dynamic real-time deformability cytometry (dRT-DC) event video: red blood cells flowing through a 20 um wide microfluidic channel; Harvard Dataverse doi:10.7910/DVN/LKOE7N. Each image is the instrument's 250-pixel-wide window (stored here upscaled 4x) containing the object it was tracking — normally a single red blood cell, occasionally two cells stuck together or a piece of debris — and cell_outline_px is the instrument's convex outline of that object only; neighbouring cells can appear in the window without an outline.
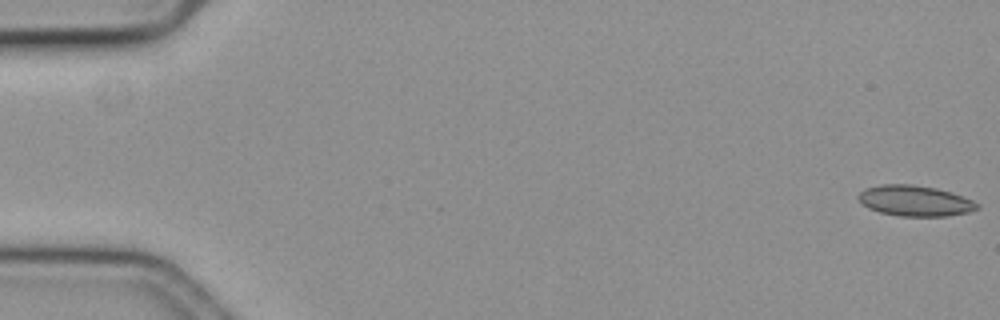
{"species": "common noctule bat (a hibernating species)", "species_latin": "Nyctalus noctula", "temperature_condition": "cold", "stored_images_in_passage": 58, "camera_frame_rate_fps": 3000, "um_per_image_px": 0.085, "animal": {"sex": "female", "body_mass_g": 19.3, "forearm_length_mm": 54.1}, "frame": {"image": 1, "passage_image": 1, "time_ms": 0.0, "image_size_px": [1000, 320], "cell_outline_px": [[980, 208], [968, 212], [948, 216], [900, 216], [880, 212], [868, 208], [856, 196], [860, 192], [868, 188], [884, 184], [912, 184], [936, 188], [972, 200], [980, 204]], "centroid_in_image_um": [77.78, 17.07], "position_along_channel_um": 7.2, "area_um2": 20.98}}
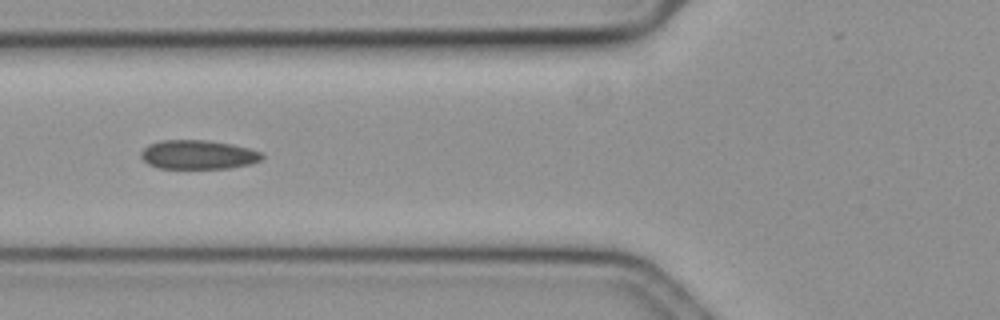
{"frame": {"image": 2, "passage_image": 23, "time_ms": 7.333, "image_size_px": [1000, 320], "cell_outline_px": [[264, 156], [260, 160], [252, 164], [228, 168], [156, 168], [148, 164], [140, 156], [140, 152], [148, 144], [160, 140], [208, 140], [232, 144], [248, 148], [260, 152]], "centroid_in_image_um": [16.81, 13.14], "position_along_channel_um": 109.0, "area_um2": 20.58}}
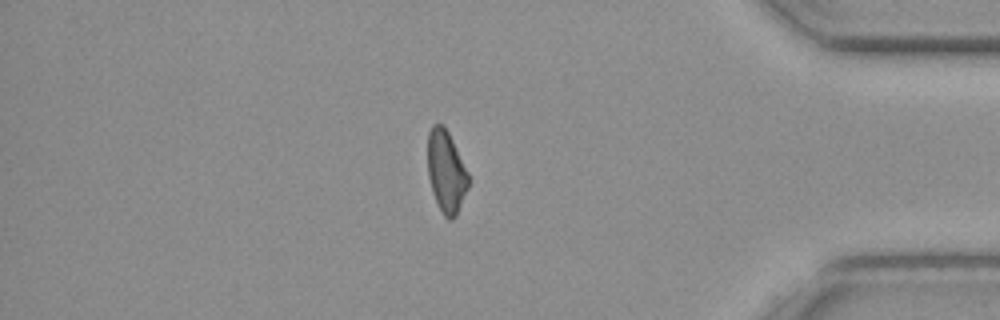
{"frame": {"image": 3, "passage_image": 50, "time_ms": 16.333, "image_size_px": [1000, 320], "cell_outline_px": [[468, 188], [456, 216], [452, 220], [448, 220], [444, 216], [432, 192], [428, 176], [428, 132], [432, 124], [440, 124], [448, 132], [468, 172]], "centroid_in_image_um": [37.92, 14.6], "position_along_channel_um": 397.3, "area_um2": 19.25}}